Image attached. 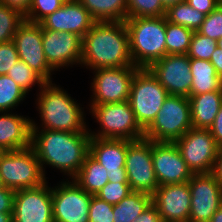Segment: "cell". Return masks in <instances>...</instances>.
<instances>
[{
    "mask_svg": "<svg viewBox=\"0 0 222 222\" xmlns=\"http://www.w3.org/2000/svg\"><path fill=\"white\" fill-rule=\"evenodd\" d=\"M95 22L78 0H67L63 6L49 14L40 24L45 29L70 32L83 38Z\"/></svg>",
    "mask_w": 222,
    "mask_h": 222,
    "instance_id": "obj_21",
    "label": "cell"
},
{
    "mask_svg": "<svg viewBox=\"0 0 222 222\" xmlns=\"http://www.w3.org/2000/svg\"><path fill=\"white\" fill-rule=\"evenodd\" d=\"M148 69L169 95L190 96L193 77L187 54L165 55L153 62Z\"/></svg>",
    "mask_w": 222,
    "mask_h": 222,
    "instance_id": "obj_15",
    "label": "cell"
},
{
    "mask_svg": "<svg viewBox=\"0 0 222 222\" xmlns=\"http://www.w3.org/2000/svg\"><path fill=\"white\" fill-rule=\"evenodd\" d=\"M167 21L197 31L205 19V14L192 8L185 1L170 5L166 9Z\"/></svg>",
    "mask_w": 222,
    "mask_h": 222,
    "instance_id": "obj_28",
    "label": "cell"
},
{
    "mask_svg": "<svg viewBox=\"0 0 222 222\" xmlns=\"http://www.w3.org/2000/svg\"><path fill=\"white\" fill-rule=\"evenodd\" d=\"M90 110L101 127L97 133L89 129L91 137L129 141L144 138V129L137 122L129 101L90 105Z\"/></svg>",
    "mask_w": 222,
    "mask_h": 222,
    "instance_id": "obj_5",
    "label": "cell"
},
{
    "mask_svg": "<svg viewBox=\"0 0 222 222\" xmlns=\"http://www.w3.org/2000/svg\"><path fill=\"white\" fill-rule=\"evenodd\" d=\"M37 97L42 129L67 132H89L84 111L67 91L52 82H46ZM84 114V115H83Z\"/></svg>",
    "mask_w": 222,
    "mask_h": 222,
    "instance_id": "obj_3",
    "label": "cell"
},
{
    "mask_svg": "<svg viewBox=\"0 0 222 222\" xmlns=\"http://www.w3.org/2000/svg\"><path fill=\"white\" fill-rule=\"evenodd\" d=\"M152 160L158 186L186 183L193 175L174 142L152 141Z\"/></svg>",
    "mask_w": 222,
    "mask_h": 222,
    "instance_id": "obj_18",
    "label": "cell"
},
{
    "mask_svg": "<svg viewBox=\"0 0 222 222\" xmlns=\"http://www.w3.org/2000/svg\"><path fill=\"white\" fill-rule=\"evenodd\" d=\"M192 128L189 98L169 95L153 122L144 130V138L154 142H174Z\"/></svg>",
    "mask_w": 222,
    "mask_h": 222,
    "instance_id": "obj_7",
    "label": "cell"
},
{
    "mask_svg": "<svg viewBox=\"0 0 222 222\" xmlns=\"http://www.w3.org/2000/svg\"><path fill=\"white\" fill-rule=\"evenodd\" d=\"M185 2L200 13L208 15L222 3V0H185Z\"/></svg>",
    "mask_w": 222,
    "mask_h": 222,
    "instance_id": "obj_40",
    "label": "cell"
},
{
    "mask_svg": "<svg viewBox=\"0 0 222 222\" xmlns=\"http://www.w3.org/2000/svg\"><path fill=\"white\" fill-rule=\"evenodd\" d=\"M191 206L188 222H209L222 204V186L212 173L193 174L188 181Z\"/></svg>",
    "mask_w": 222,
    "mask_h": 222,
    "instance_id": "obj_13",
    "label": "cell"
},
{
    "mask_svg": "<svg viewBox=\"0 0 222 222\" xmlns=\"http://www.w3.org/2000/svg\"><path fill=\"white\" fill-rule=\"evenodd\" d=\"M194 31L166 21V55L187 54Z\"/></svg>",
    "mask_w": 222,
    "mask_h": 222,
    "instance_id": "obj_29",
    "label": "cell"
},
{
    "mask_svg": "<svg viewBox=\"0 0 222 222\" xmlns=\"http://www.w3.org/2000/svg\"><path fill=\"white\" fill-rule=\"evenodd\" d=\"M42 47L49 66L55 71L81 65L82 38L74 33L53 31L42 26Z\"/></svg>",
    "mask_w": 222,
    "mask_h": 222,
    "instance_id": "obj_17",
    "label": "cell"
},
{
    "mask_svg": "<svg viewBox=\"0 0 222 222\" xmlns=\"http://www.w3.org/2000/svg\"><path fill=\"white\" fill-rule=\"evenodd\" d=\"M3 187V185H2V183H1V179H0V188H2Z\"/></svg>",
    "mask_w": 222,
    "mask_h": 222,
    "instance_id": "obj_52",
    "label": "cell"
},
{
    "mask_svg": "<svg viewBox=\"0 0 222 222\" xmlns=\"http://www.w3.org/2000/svg\"><path fill=\"white\" fill-rule=\"evenodd\" d=\"M152 203V195L132 191L119 203L113 205V222H132Z\"/></svg>",
    "mask_w": 222,
    "mask_h": 222,
    "instance_id": "obj_27",
    "label": "cell"
},
{
    "mask_svg": "<svg viewBox=\"0 0 222 222\" xmlns=\"http://www.w3.org/2000/svg\"><path fill=\"white\" fill-rule=\"evenodd\" d=\"M209 222H222V204L219 209L213 214Z\"/></svg>",
    "mask_w": 222,
    "mask_h": 222,
    "instance_id": "obj_47",
    "label": "cell"
},
{
    "mask_svg": "<svg viewBox=\"0 0 222 222\" xmlns=\"http://www.w3.org/2000/svg\"><path fill=\"white\" fill-rule=\"evenodd\" d=\"M185 0H161L163 6L167 9L170 5L183 2Z\"/></svg>",
    "mask_w": 222,
    "mask_h": 222,
    "instance_id": "obj_49",
    "label": "cell"
},
{
    "mask_svg": "<svg viewBox=\"0 0 222 222\" xmlns=\"http://www.w3.org/2000/svg\"><path fill=\"white\" fill-rule=\"evenodd\" d=\"M125 170L132 191L152 195L158 181L152 160V141L146 138L131 141L127 147Z\"/></svg>",
    "mask_w": 222,
    "mask_h": 222,
    "instance_id": "obj_10",
    "label": "cell"
},
{
    "mask_svg": "<svg viewBox=\"0 0 222 222\" xmlns=\"http://www.w3.org/2000/svg\"><path fill=\"white\" fill-rule=\"evenodd\" d=\"M0 3L11 9L17 10L22 15L26 16L32 0H0Z\"/></svg>",
    "mask_w": 222,
    "mask_h": 222,
    "instance_id": "obj_44",
    "label": "cell"
},
{
    "mask_svg": "<svg viewBox=\"0 0 222 222\" xmlns=\"http://www.w3.org/2000/svg\"><path fill=\"white\" fill-rule=\"evenodd\" d=\"M67 0H32L25 20L32 23H40L49 14L54 13Z\"/></svg>",
    "mask_w": 222,
    "mask_h": 222,
    "instance_id": "obj_35",
    "label": "cell"
},
{
    "mask_svg": "<svg viewBox=\"0 0 222 222\" xmlns=\"http://www.w3.org/2000/svg\"><path fill=\"white\" fill-rule=\"evenodd\" d=\"M137 66L94 69L91 83L90 105H101L128 101L130 86Z\"/></svg>",
    "mask_w": 222,
    "mask_h": 222,
    "instance_id": "obj_11",
    "label": "cell"
},
{
    "mask_svg": "<svg viewBox=\"0 0 222 222\" xmlns=\"http://www.w3.org/2000/svg\"><path fill=\"white\" fill-rule=\"evenodd\" d=\"M47 184L15 191L13 222H54L52 187Z\"/></svg>",
    "mask_w": 222,
    "mask_h": 222,
    "instance_id": "obj_14",
    "label": "cell"
},
{
    "mask_svg": "<svg viewBox=\"0 0 222 222\" xmlns=\"http://www.w3.org/2000/svg\"><path fill=\"white\" fill-rule=\"evenodd\" d=\"M166 8L161 0H127V18L163 17Z\"/></svg>",
    "mask_w": 222,
    "mask_h": 222,
    "instance_id": "obj_33",
    "label": "cell"
},
{
    "mask_svg": "<svg viewBox=\"0 0 222 222\" xmlns=\"http://www.w3.org/2000/svg\"><path fill=\"white\" fill-rule=\"evenodd\" d=\"M209 61L215 67L218 76L222 79V49L217 46Z\"/></svg>",
    "mask_w": 222,
    "mask_h": 222,
    "instance_id": "obj_45",
    "label": "cell"
},
{
    "mask_svg": "<svg viewBox=\"0 0 222 222\" xmlns=\"http://www.w3.org/2000/svg\"><path fill=\"white\" fill-rule=\"evenodd\" d=\"M27 93L7 74L0 75V112H9L20 104Z\"/></svg>",
    "mask_w": 222,
    "mask_h": 222,
    "instance_id": "obj_30",
    "label": "cell"
},
{
    "mask_svg": "<svg viewBox=\"0 0 222 222\" xmlns=\"http://www.w3.org/2000/svg\"><path fill=\"white\" fill-rule=\"evenodd\" d=\"M18 60L19 56L13 40L0 43V75L7 74Z\"/></svg>",
    "mask_w": 222,
    "mask_h": 222,
    "instance_id": "obj_39",
    "label": "cell"
},
{
    "mask_svg": "<svg viewBox=\"0 0 222 222\" xmlns=\"http://www.w3.org/2000/svg\"><path fill=\"white\" fill-rule=\"evenodd\" d=\"M107 174V170L88 153L72 180L87 193L96 195L109 182Z\"/></svg>",
    "mask_w": 222,
    "mask_h": 222,
    "instance_id": "obj_25",
    "label": "cell"
},
{
    "mask_svg": "<svg viewBox=\"0 0 222 222\" xmlns=\"http://www.w3.org/2000/svg\"><path fill=\"white\" fill-rule=\"evenodd\" d=\"M216 47V40L194 31L187 56L189 58L210 60Z\"/></svg>",
    "mask_w": 222,
    "mask_h": 222,
    "instance_id": "obj_34",
    "label": "cell"
},
{
    "mask_svg": "<svg viewBox=\"0 0 222 222\" xmlns=\"http://www.w3.org/2000/svg\"><path fill=\"white\" fill-rule=\"evenodd\" d=\"M12 214L13 212L0 213V222H13Z\"/></svg>",
    "mask_w": 222,
    "mask_h": 222,
    "instance_id": "obj_48",
    "label": "cell"
},
{
    "mask_svg": "<svg viewBox=\"0 0 222 222\" xmlns=\"http://www.w3.org/2000/svg\"><path fill=\"white\" fill-rule=\"evenodd\" d=\"M168 96L167 90L148 68H139L135 72L128 101L137 122L144 130L156 118Z\"/></svg>",
    "mask_w": 222,
    "mask_h": 222,
    "instance_id": "obj_8",
    "label": "cell"
},
{
    "mask_svg": "<svg viewBox=\"0 0 222 222\" xmlns=\"http://www.w3.org/2000/svg\"><path fill=\"white\" fill-rule=\"evenodd\" d=\"M113 205L93 195L89 206V222H113Z\"/></svg>",
    "mask_w": 222,
    "mask_h": 222,
    "instance_id": "obj_38",
    "label": "cell"
},
{
    "mask_svg": "<svg viewBox=\"0 0 222 222\" xmlns=\"http://www.w3.org/2000/svg\"><path fill=\"white\" fill-rule=\"evenodd\" d=\"M132 222H162L156 207L151 203L138 217Z\"/></svg>",
    "mask_w": 222,
    "mask_h": 222,
    "instance_id": "obj_42",
    "label": "cell"
},
{
    "mask_svg": "<svg viewBox=\"0 0 222 222\" xmlns=\"http://www.w3.org/2000/svg\"><path fill=\"white\" fill-rule=\"evenodd\" d=\"M192 128L209 129L222 106V90L190 95Z\"/></svg>",
    "mask_w": 222,
    "mask_h": 222,
    "instance_id": "obj_23",
    "label": "cell"
},
{
    "mask_svg": "<svg viewBox=\"0 0 222 222\" xmlns=\"http://www.w3.org/2000/svg\"><path fill=\"white\" fill-rule=\"evenodd\" d=\"M7 113L0 112V148L6 152L30 147L32 119Z\"/></svg>",
    "mask_w": 222,
    "mask_h": 222,
    "instance_id": "obj_22",
    "label": "cell"
},
{
    "mask_svg": "<svg viewBox=\"0 0 222 222\" xmlns=\"http://www.w3.org/2000/svg\"><path fill=\"white\" fill-rule=\"evenodd\" d=\"M13 41L16 45L19 60L25 62L46 82H52L54 71L46 61L42 45V25L24 21L17 29Z\"/></svg>",
    "mask_w": 222,
    "mask_h": 222,
    "instance_id": "obj_16",
    "label": "cell"
},
{
    "mask_svg": "<svg viewBox=\"0 0 222 222\" xmlns=\"http://www.w3.org/2000/svg\"><path fill=\"white\" fill-rule=\"evenodd\" d=\"M7 75L26 93H29L35 84H38V87L41 88L46 83L36 71L31 69L22 60H18L13 67L9 69Z\"/></svg>",
    "mask_w": 222,
    "mask_h": 222,
    "instance_id": "obj_31",
    "label": "cell"
},
{
    "mask_svg": "<svg viewBox=\"0 0 222 222\" xmlns=\"http://www.w3.org/2000/svg\"><path fill=\"white\" fill-rule=\"evenodd\" d=\"M0 179L4 187L14 191L39 187L47 182L41 164L31 146L6 151L1 155Z\"/></svg>",
    "mask_w": 222,
    "mask_h": 222,
    "instance_id": "obj_6",
    "label": "cell"
},
{
    "mask_svg": "<svg viewBox=\"0 0 222 222\" xmlns=\"http://www.w3.org/2000/svg\"><path fill=\"white\" fill-rule=\"evenodd\" d=\"M192 85L190 95L222 90V79L209 60L190 58Z\"/></svg>",
    "mask_w": 222,
    "mask_h": 222,
    "instance_id": "obj_24",
    "label": "cell"
},
{
    "mask_svg": "<svg viewBox=\"0 0 222 222\" xmlns=\"http://www.w3.org/2000/svg\"><path fill=\"white\" fill-rule=\"evenodd\" d=\"M166 16L126 18L134 66L148 68L166 55Z\"/></svg>",
    "mask_w": 222,
    "mask_h": 222,
    "instance_id": "obj_4",
    "label": "cell"
},
{
    "mask_svg": "<svg viewBox=\"0 0 222 222\" xmlns=\"http://www.w3.org/2000/svg\"><path fill=\"white\" fill-rule=\"evenodd\" d=\"M174 143L193 174L212 173L220 147L209 129L190 128Z\"/></svg>",
    "mask_w": 222,
    "mask_h": 222,
    "instance_id": "obj_9",
    "label": "cell"
},
{
    "mask_svg": "<svg viewBox=\"0 0 222 222\" xmlns=\"http://www.w3.org/2000/svg\"><path fill=\"white\" fill-rule=\"evenodd\" d=\"M197 31L216 41L222 37V3L205 16Z\"/></svg>",
    "mask_w": 222,
    "mask_h": 222,
    "instance_id": "obj_36",
    "label": "cell"
},
{
    "mask_svg": "<svg viewBox=\"0 0 222 222\" xmlns=\"http://www.w3.org/2000/svg\"><path fill=\"white\" fill-rule=\"evenodd\" d=\"M96 22L125 21L127 0H78Z\"/></svg>",
    "mask_w": 222,
    "mask_h": 222,
    "instance_id": "obj_26",
    "label": "cell"
},
{
    "mask_svg": "<svg viewBox=\"0 0 222 222\" xmlns=\"http://www.w3.org/2000/svg\"><path fill=\"white\" fill-rule=\"evenodd\" d=\"M131 141L91 137L89 154L108 172L113 183H129L125 170L127 147Z\"/></svg>",
    "mask_w": 222,
    "mask_h": 222,
    "instance_id": "obj_20",
    "label": "cell"
},
{
    "mask_svg": "<svg viewBox=\"0 0 222 222\" xmlns=\"http://www.w3.org/2000/svg\"><path fill=\"white\" fill-rule=\"evenodd\" d=\"M211 135L214 137L216 144L222 148V106L218 111L212 126L209 128Z\"/></svg>",
    "mask_w": 222,
    "mask_h": 222,
    "instance_id": "obj_43",
    "label": "cell"
},
{
    "mask_svg": "<svg viewBox=\"0 0 222 222\" xmlns=\"http://www.w3.org/2000/svg\"><path fill=\"white\" fill-rule=\"evenodd\" d=\"M5 151L0 148V157Z\"/></svg>",
    "mask_w": 222,
    "mask_h": 222,
    "instance_id": "obj_51",
    "label": "cell"
},
{
    "mask_svg": "<svg viewBox=\"0 0 222 222\" xmlns=\"http://www.w3.org/2000/svg\"><path fill=\"white\" fill-rule=\"evenodd\" d=\"M152 204L162 221L188 222L191 206L189 183L160 185L152 194Z\"/></svg>",
    "mask_w": 222,
    "mask_h": 222,
    "instance_id": "obj_19",
    "label": "cell"
},
{
    "mask_svg": "<svg viewBox=\"0 0 222 222\" xmlns=\"http://www.w3.org/2000/svg\"><path fill=\"white\" fill-rule=\"evenodd\" d=\"M15 191L7 187L0 188V213L13 212Z\"/></svg>",
    "mask_w": 222,
    "mask_h": 222,
    "instance_id": "obj_41",
    "label": "cell"
},
{
    "mask_svg": "<svg viewBox=\"0 0 222 222\" xmlns=\"http://www.w3.org/2000/svg\"><path fill=\"white\" fill-rule=\"evenodd\" d=\"M71 181H63L52 187L53 220L89 222V206L93 195L83 190L74 180Z\"/></svg>",
    "mask_w": 222,
    "mask_h": 222,
    "instance_id": "obj_12",
    "label": "cell"
},
{
    "mask_svg": "<svg viewBox=\"0 0 222 222\" xmlns=\"http://www.w3.org/2000/svg\"><path fill=\"white\" fill-rule=\"evenodd\" d=\"M31 147L41 164L52 168L72 179L82 167L85 157L89 153V132H67L41 129L31 120Z\"/></svg>",
    "mask_w": 222,
    "mask_h": 222,
    "instance_id": "obj_1",
    "label": "cell"
},
{
    "mask_svg": "<svg viewBox=\"0 0 222 222\" xmlns=\"http://www.w3.org/2000/svg\"><path fill=\"white\" fill-rule=\"evenodd\" d=\"M217 46L222 49V37L217 40Z\"/></svg>",
    "mask_w": 222,
    "mask_h": 222,
    "instance_id": "obj_50",
    "label": "cell"
},
{
    "mask_svg": "<svg viewBox=\"0 0 222 222\" xmlns=\"http://www.w3.org/2000/svg\"><path fill=\"white\" fill-rule=\"evenodd\" d=\"M212 174L215 176L216 180L222 186V148H220V150L218 152Z\"/></svg>",
    "mask_w": 222,
    "mask_h": 222,
    "instance_id": "obj_46",
    "label": "cell"
},
{
    "mask_svg": "<svg viewBox=\"0 0 222 222\" xmlns=\"http://www.w3.org/2000/svg\"><path fill=\"white\" fill-rule=\"evenodd\" d=\"M25 21V16L0 3V43L9 42Z\"/></svg>",
    "mask_w": 222,
    "mask_h": 222,
    "instance_id": "obj_32",
    "label": "cell"
},
{
    "mask_svg": "<svg viewBox=\"0 0 222 222\" xmlns=\"http://www.w3.org/2000/svg\"><path fill=\"white\" fill-rule=\"evenodd\" d=\"M131 192L129 183H113L109 181L96 196L111 205H116Z\"/></svg>",
    "mask_w": 222,
    "mask_h": 222,
    "instance_id": "obj_37",
    "label": "cell"
},
{
    "mask_svg": "<svg viewBox=\"0 0 222 222\" xmlns=\"http://www.w3.org/2000/svg\"><path fill=\"white\" fill-rule=\"evenodd\" d=\"M82 64L92 70L134 66L125 22H95L82 38Z\"/></svg>",
    "mask_w": 222,
    "mask_h": 222,
    "instance_id": "obj_2",
    "label": "cell"
}]
</instances>
